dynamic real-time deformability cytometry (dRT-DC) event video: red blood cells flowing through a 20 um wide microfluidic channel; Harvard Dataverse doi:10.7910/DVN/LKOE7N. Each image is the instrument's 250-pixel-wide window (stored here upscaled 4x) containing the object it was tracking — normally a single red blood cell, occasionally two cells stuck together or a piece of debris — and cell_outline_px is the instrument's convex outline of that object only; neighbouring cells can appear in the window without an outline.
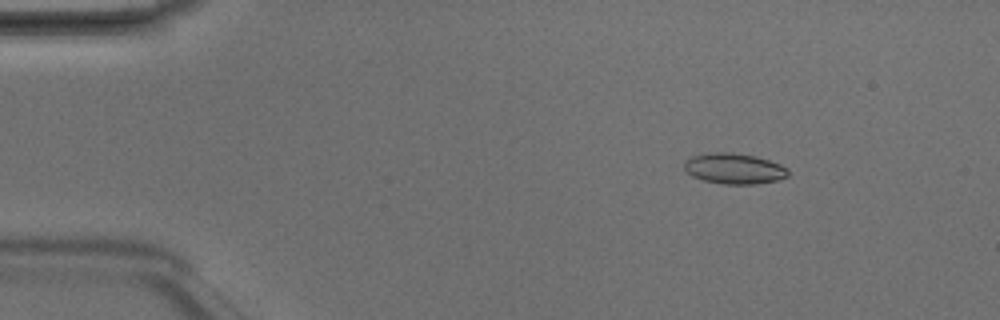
{"species": "Egyptian fruit bat (a non-hibernating species)", "species_latin": "Rousettus aegyptiacus", "temperature_condition": "room temperature", "stored_images_in_passage": 4, "camera_frame_rate_fps": 3000, "um_per_image_px": 0.085, "animal": {"sex": "male"}, "frame": {"image": 1, "passage_image": 2, "time_ms": 0.333, "image_size_px": [1000, 320], "cell_outline_px": [[788, 176], [776, 180], [756, 184], [724, 184], [704, 180], [692, 176], [684, 168], [684, 160], [692, 156], [716, 152], [728, 152], [756, 156], [780, 164], [788, 168]], "centroid_in_image_um": [62.4, 14.33], "position_along_channel_um": 22.6, "area_um2": 18.44}}